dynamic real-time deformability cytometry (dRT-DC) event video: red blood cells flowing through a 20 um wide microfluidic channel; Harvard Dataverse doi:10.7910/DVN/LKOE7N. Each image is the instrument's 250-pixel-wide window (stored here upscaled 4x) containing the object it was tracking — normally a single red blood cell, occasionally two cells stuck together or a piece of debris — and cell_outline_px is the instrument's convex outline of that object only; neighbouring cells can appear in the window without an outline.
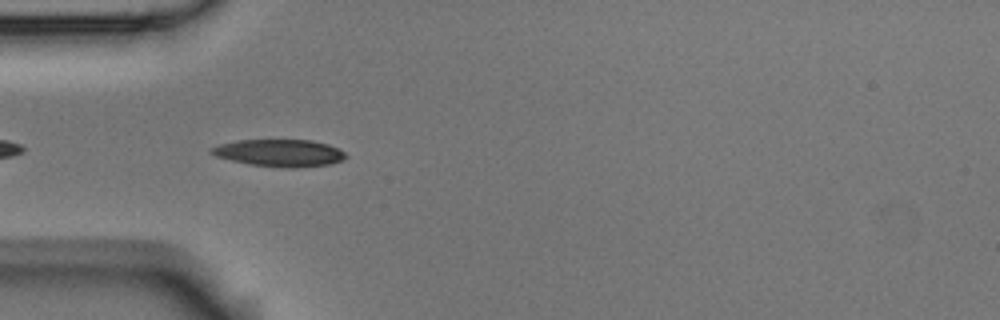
{"species": "Egyptian fruit bat (a non-hibernating species)", "species_latin": "Rousettus aegyptiacus", "temperature_condition": "room temperature", "stored_images_in_passage": 13, "camera_frame_rate_fps": 3000, "um_per_image_px": 0.085, "animal": {"sex": "male"}, "frame": {"image": 1, "passage_image": 3, "time_ms": 0.667, "image_size_px": [1000, 320], "cell_outline_px": [[348, 156], [340, 160], [328, 164], [296, 168], [284, 168], [248, 164], [216, 156], [208, 152], [212, 148], [220, 144], [240, 140], [312, 140], [328, 144], [344, 152]], "centroid_in_image_um": [23.75, 13.0], "position_along_channel_um": 61.2, "area_um2": 21.1}}
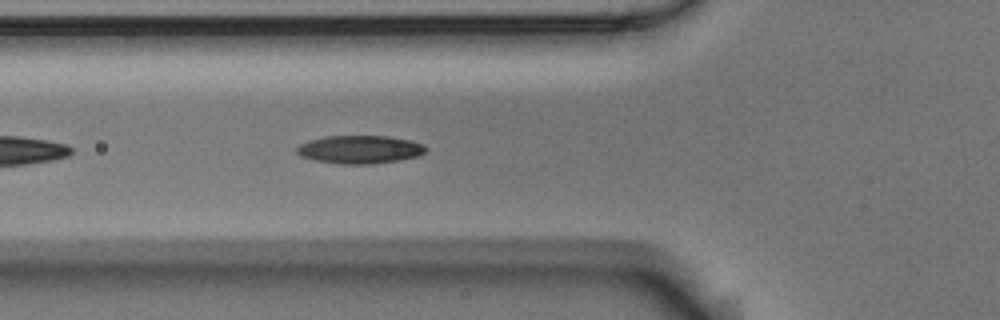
{"frame": {"image": 2, "passage_image": 6, "time_ms": 1.667, "image_size_px": [1000, 320], "cell_outline_px": [[428, 148], [424, 152], [416, 156], [400, 160], [372, 164], [340, 164], [316, 160], [300, 156], [296, 152], [296, 148], [300, 144], [308, 140], [324, 136], [388, 136], [408, 140], [424, 144]], "centroid_in_image_um": [30.56, 12.7], "position_along_channel_um": 95.2, "area_um2": 21.15}}
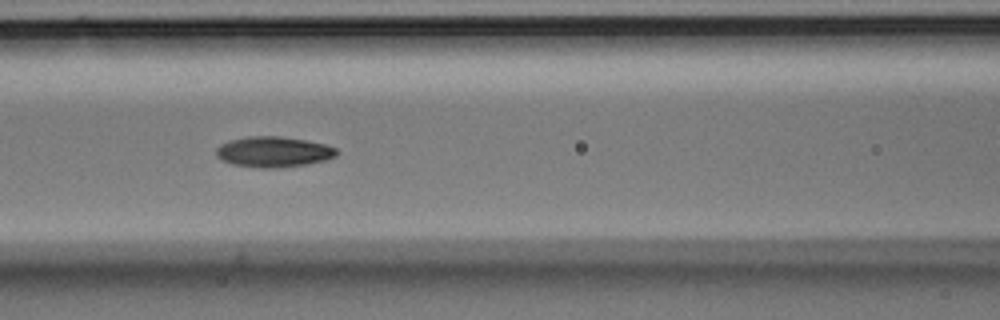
{"frame": {"image": 3, "passage_image": 10, "time_ms": 3.0, "image_size_px": [1000, 320], "cell_outline_px": [[336, 156], [324, 160], [304, 164], [280, 168], [260, 168], [232, 164], [216, 156], [216, 148], [220, 144], [228, 140], [248, 136], [280, 136], [304, 140], [324, 144], [336, 148]], "centroid_in_image_um": [23.2, 12.9], "position_along_channel_um": 143.4, "area_um2": 21.33}}